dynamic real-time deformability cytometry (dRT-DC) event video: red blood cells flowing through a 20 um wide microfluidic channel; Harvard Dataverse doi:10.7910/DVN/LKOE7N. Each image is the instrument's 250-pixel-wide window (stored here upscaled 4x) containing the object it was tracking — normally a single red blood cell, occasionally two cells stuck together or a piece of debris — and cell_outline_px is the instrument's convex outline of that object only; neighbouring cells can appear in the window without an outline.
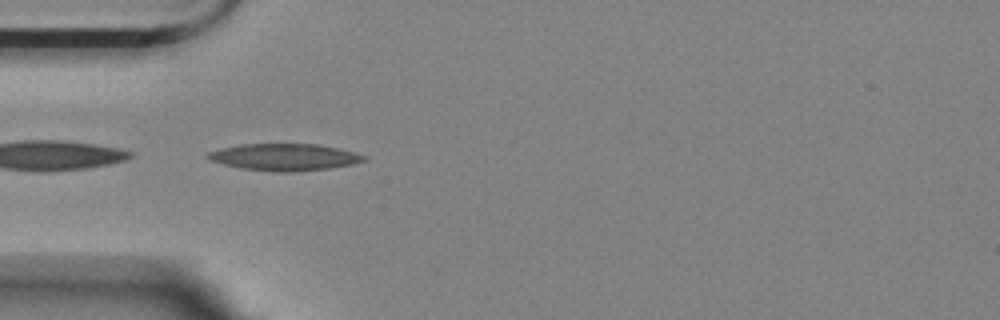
{"species": "Egyptian fruit bat (a non-hibernating species)", "species_latin": "Rousettus aegyptiacus", "temperature_condition": "room temperature", "stored_images_in_passage": 36, "camera_frame_rate_fps": 3000, "um_per_image_px": 0.085, "animal": {"sex": "female"}, "frame": {"image": 1, "passage_image": 1, "time_ms": 0.0, "image_size_px": [1000, 320], "cell_outline_px": [[368, 160], [352, 164], [328, 168], [296, 172], [272, 172], [240, 168], [208, 160], [204, 156], [208, 152], [220, 148], [240, 144], [316, 144], [356, 152], [368, 156]], "centroid_in_image_um": [24.16, 13.36], "position_along_channel_um": 60.8, "area_um2": 24.68}}
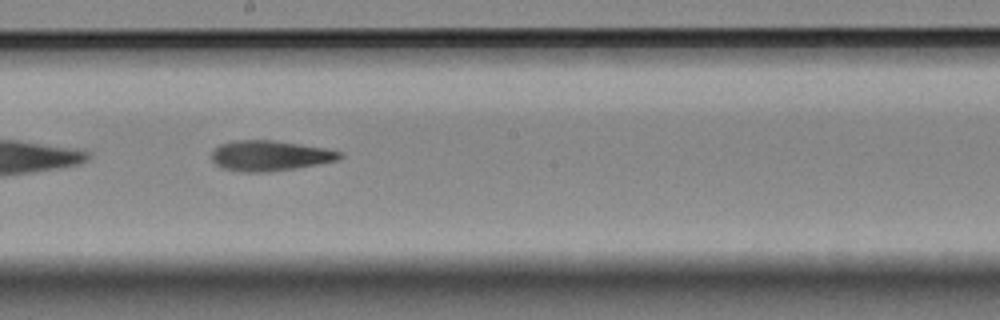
{"frame": {"image": 2, "passage_image": 15, "time_ms": 4.667, "image_size_px": [1000, 320], "cell_outline_px": [[344, 156], [340, 160], [320, 164], [296, 168], [268, 172], [240, 172], [220, 168], [212, 160], [212, 152], [220, 144], [232, 140], [272, 140], [328, 148], [344, 152]], "centroid_in_image_um": [22.99, 13.24], "position_along_channel_um": 225.2, "area_um2": 23.06}}
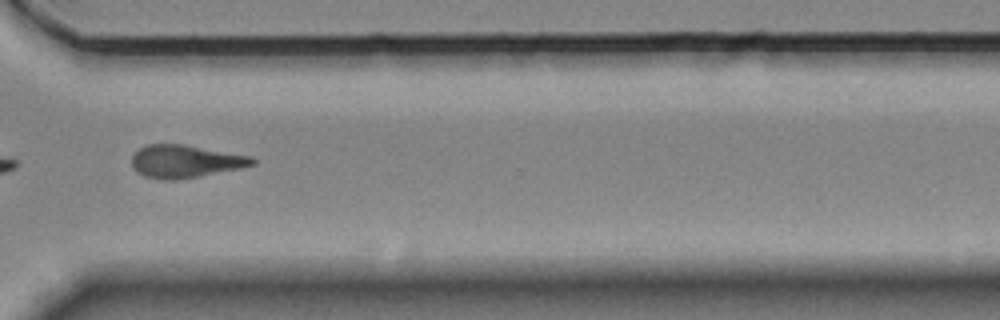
{"frame": {"image": 3, "passage_image": 26, "time_ms": 8.333, "image_size_px": [1000, 320], "cell_outline_px": [[256, 164], [240, 168], [200, 176], [176, 180], [160, 180], [144, 176], [136, 172], [132, 168], [132, 156], [140, 148], [148, 144], [184, 144], [252, 156], [256, 160]], "centroid_in_image_um": [15.74, 13.72], "position_along_channel_um": 354.9, "area_um2": 23.18}, "authors_computed_cell_mechanics": {"area_um2": 22.9755, "velocity_mm_per_s": 3.5324, "shape_relaxation_time_tau1_ms": null, "shape_relaxation_time_tau2_ms": 6.3431, "deformation_change_tau1": null, "deformation_change_tau2": 0.1566}}